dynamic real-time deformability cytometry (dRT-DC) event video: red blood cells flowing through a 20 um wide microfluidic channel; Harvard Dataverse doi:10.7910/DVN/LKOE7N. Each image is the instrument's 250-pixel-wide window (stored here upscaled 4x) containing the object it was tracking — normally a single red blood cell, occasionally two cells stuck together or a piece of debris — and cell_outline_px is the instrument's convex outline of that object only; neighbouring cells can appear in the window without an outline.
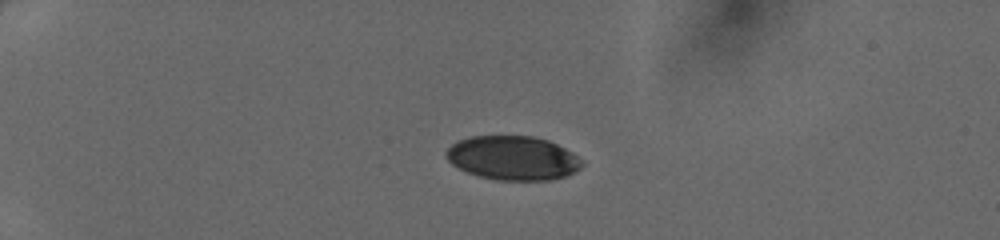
{"species": "human", "species_latin": "Homo sapiens", "temperature_condition": "cold", "stored_images_in_passage": 37, "camera_frame_rate_fps": 3000, "um_per_image_px": 0.085, "donor": {"sex": "female"}, "frame": {"image": 1, "passage_image": 1, "time_ms": 0.0, "image_size_px": [1000, 240], "cell_outline_px": [[584, 164], [580, 168], [564, 176], [548, 180], [496, 180], [480, 176], [468, 172], [452, 164], [444, 156], [444, 152], [452, 144], [460, 140], [472, 136], [532, 136], [548, 140], [572, 152], [584, 160]], "centroid_in_image_um": [43.59, 13.42], "position_along_channel_um": 41.4, "area_um2": 34.74}}
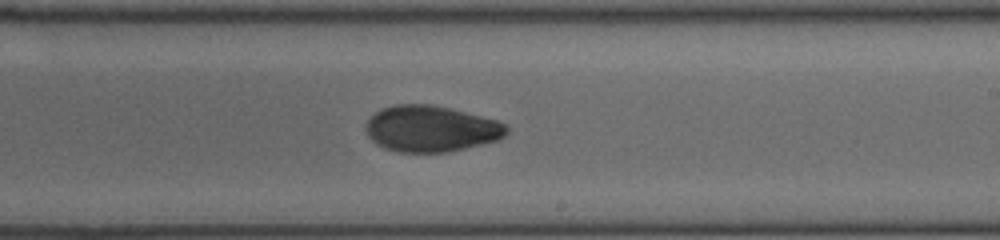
{"frame": {"image": 2, "passage_image": 20, "time_ms": 6.333, "image_size_px": [1000, 240], "cell_outline_px": [[508, 132], [504, 136], [496, 140], [448, 152], [400, 152], [384, 148], [376, 144], [368, 136], [364, 128], [364, 124], [380, 108], [396, 104], [432, 104], [496, 120], [504, 124], [508, 128]], "centroid_in_image_um": [36.57, 10.94], "position_along_channel_um": 252.4, "area_um2": 37.69}}
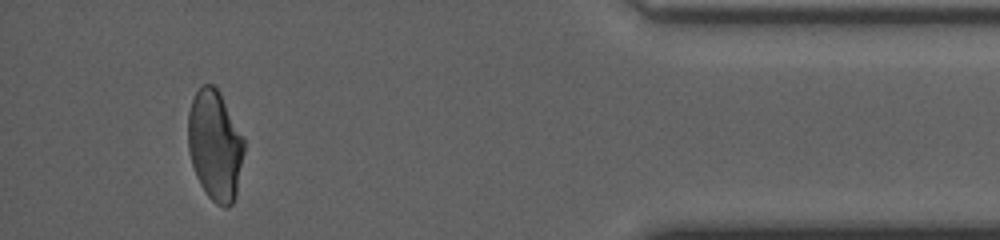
{"frame": {"image": 3, "passage_image": 34, "time_ms": 11.0, "image_size_px": [1000, 240], "cell_outline_px": [[244, 152], [236, 196], [232, 204], [228, 208], [224, 208], [216, 204], [204, 192], [196, 176], [192, 164], [188, 148], [188, 112], [192, 100], [196, 92], [204, 84], [212, 84], [220, 92], [244, 136]], "centroid_in_image_um": [18.28, 12.37], "position_along_channel_um": 416.9, "area_um2": 36.3}}